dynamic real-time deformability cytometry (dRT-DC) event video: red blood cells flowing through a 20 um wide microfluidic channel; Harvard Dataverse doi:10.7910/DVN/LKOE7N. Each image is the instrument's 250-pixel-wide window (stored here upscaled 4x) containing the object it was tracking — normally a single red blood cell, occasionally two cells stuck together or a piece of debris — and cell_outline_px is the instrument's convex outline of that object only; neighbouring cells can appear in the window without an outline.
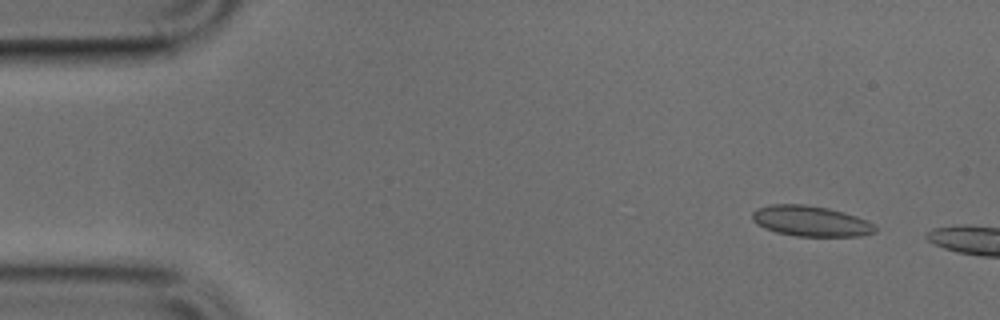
{"species": "common noctule bat (a hibernating species)", "species_latin": "Nyctalus noctula", "temperature_condition": "cold", "stored_images_in_passage": 10, "camera_frame_rate_fps": 3000, "um_per_image_px": 0.085, "animal": {"sex": "male", "body_mass_g": 17.9, "forearm_length_mm": 54.2}, "frame": {"image": 1, "passage_image": 4, "time_ms": 1.0, "image_size_px": [1000, 320], "cell_outline_px": [[876, 232], [860, 236], [796, 236], [776, 232], [764, 228], [756, 224], [752, 220], [752, 212], [756, 208], [772, 204], [804, 204], [828, 208], [844, 212], [868, 220], [876, 228]], "centroid_in_image_um": [68.89, 18.79], "position_along_channel_um": 16.1, "area_um2": 21.96}}